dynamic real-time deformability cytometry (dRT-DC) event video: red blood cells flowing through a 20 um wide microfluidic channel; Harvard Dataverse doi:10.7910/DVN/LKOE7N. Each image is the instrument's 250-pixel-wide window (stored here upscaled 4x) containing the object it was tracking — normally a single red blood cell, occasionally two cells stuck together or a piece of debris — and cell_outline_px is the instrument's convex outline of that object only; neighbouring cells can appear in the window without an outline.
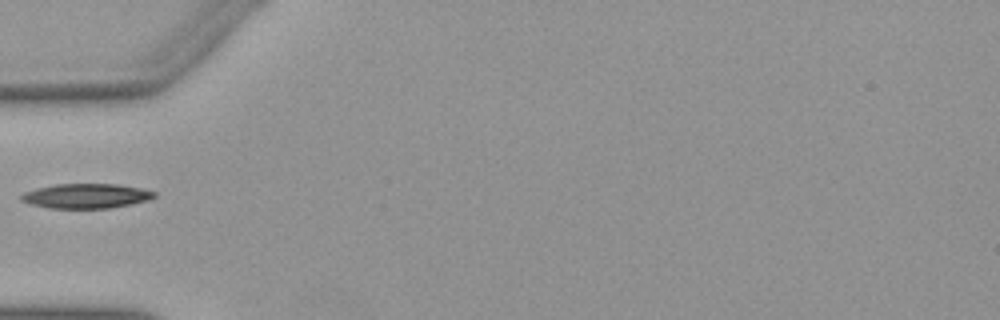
{"species": "Egyptian fruit bat (a non-hibernating species)", "species_latin": "Rousettus aegyptiacus", "temperature_condition": "warm", "stored_images_in_passage": 29, "camera_frame_rate_fps": 3000, "um_per_image_px": 0.085, "animal": {"sex": "female"}, "frame": {"image": 1, "passage_image": 1, "time_ms": 0.0, "image_size_px": [1000, 320], "cell_outline_px": [[156, 196], [148, 200], [132, 204], [108, 208], [48, 208], [32, 204], [20, 200], [20, 196], [24, 192], [36, 188], [56, 184], [116, 184], [140, 188], [156, 192]], "centroid_in_image_um": [7.32, 16.65], "position_along_channel_um": 77.7, "area_um2": 19.07}}
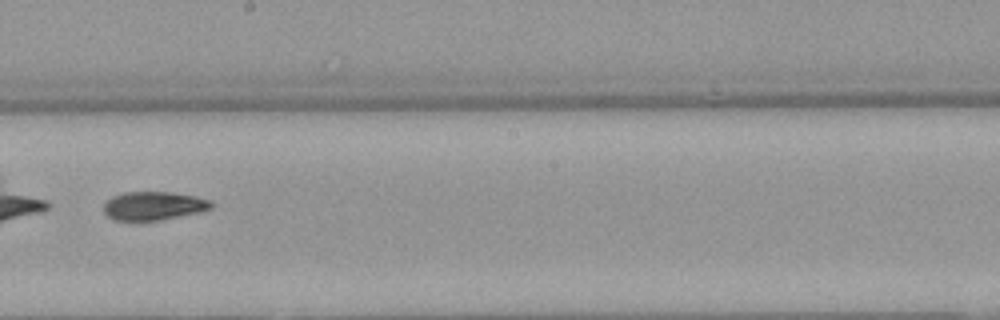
{"frame": {"image": 2, "passage_image": 13, "time_ms": 4.0, "image_size_px": [1000, 320], "cell_outline_px": [[212, 208], [200, 212], [160, 220], [116, 220], [108, 216], [104, 212], [104, 204], [112, 196], [124, 192], [168, 192], [192, 196], [208, 200], [212, 204]], "centroid_in_image_um": [13.03, 17.5], "position_along_channel_um": 235.2, "area_um2": 17.57}}